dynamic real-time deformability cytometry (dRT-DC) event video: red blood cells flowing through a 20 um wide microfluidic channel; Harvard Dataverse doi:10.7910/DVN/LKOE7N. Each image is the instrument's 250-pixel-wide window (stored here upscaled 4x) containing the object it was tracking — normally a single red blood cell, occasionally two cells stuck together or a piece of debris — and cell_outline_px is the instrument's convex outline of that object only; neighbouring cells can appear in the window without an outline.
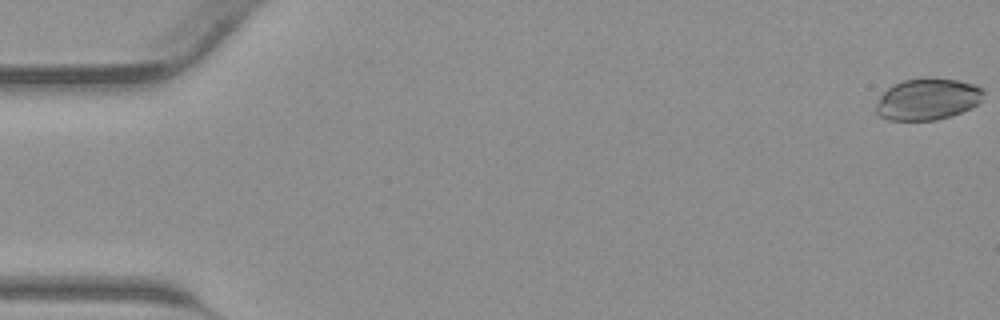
{"species": "common noctule bat (a hibernating species)", "species_latin": "Nyctalus noctula", "temperature_condition": "warm", "stored_images_in_passage": 44, "camera_frame_rate_fps": 3000, "um_per_image_px": 0.085, "animal": {"sex": "male", "body_mass_g": 23.1, "forearm_length_mm": 52.7}, "frame": {"image": 1, "passage_image": 1, "time_ms": 0.0, "image_size_px": [1000, 320], "cell_outline_px": [[984, 92], [980, 100], [972, 108], [952, 116], [936, 120], [888, 120], [880, 116], [876, 112], [876, 104], [880, 96], [892, 84], [904, 80], [920, 76], [924, 76], [956, 80], [972, 84], [984, 88]], "centroid_in_image_um": [78.83, 8.41], "position_along_channel_um": 6.2, "area_um2": 26.36}}
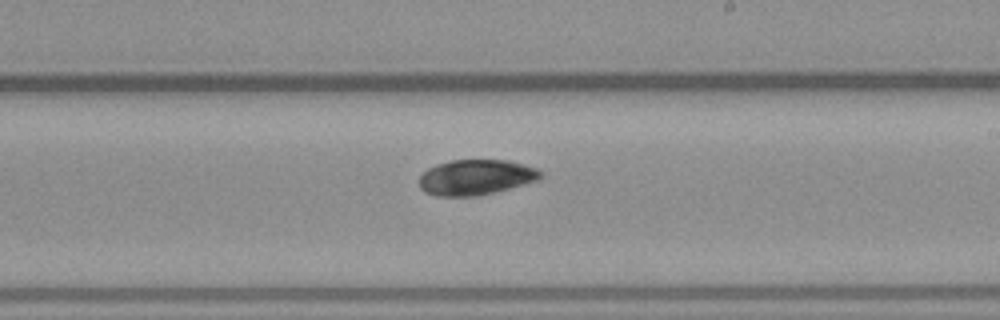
{"frame": {"image": 2, "passage_image": 26, "time_ms": 8.333, "image_size_px": [1000, 320], "cell_outline_px": [[544, 176], [540, 180], [476, 196], [436, 196], [424, 192], [420, 188], [420, 176], [428, 168], [436, 164], [452, 160], [508, 160], [524, 164], [536, 168], [544, 172]], "centroid_in_image_um": [40.47, 15.06], "position_along_channel_um": 248.5, "area_um2": 25.09}}
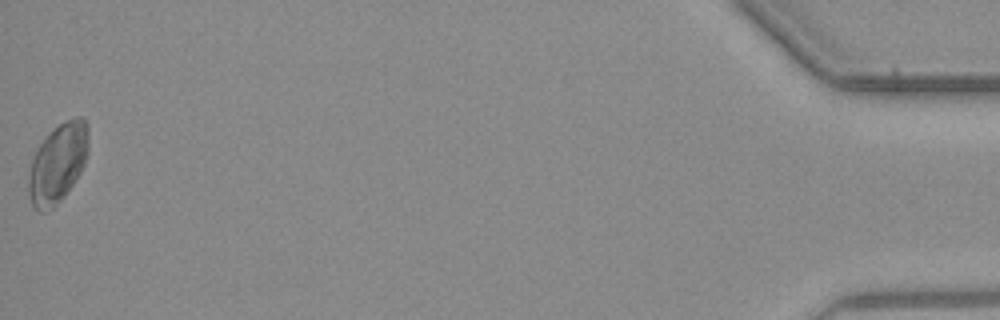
{"frame": {"image": 3, "passage_image": 44, "time_ms": 14.333, "image_size_px": [1000, 320], "cell_outline_px": [[88, 152], [84, 164], [80, 172], [64, 196], [48, 212], [40, 212], [32, 204], [28, 192], [28, 180], [32, 160], [36, 148], [60, 124], [76, 116], [84, 116], [88, 124]], "centroid_in_image_um": [4.93, 13.87], "position_along_channel_um": 430.3, "area_um2": 27.28}}